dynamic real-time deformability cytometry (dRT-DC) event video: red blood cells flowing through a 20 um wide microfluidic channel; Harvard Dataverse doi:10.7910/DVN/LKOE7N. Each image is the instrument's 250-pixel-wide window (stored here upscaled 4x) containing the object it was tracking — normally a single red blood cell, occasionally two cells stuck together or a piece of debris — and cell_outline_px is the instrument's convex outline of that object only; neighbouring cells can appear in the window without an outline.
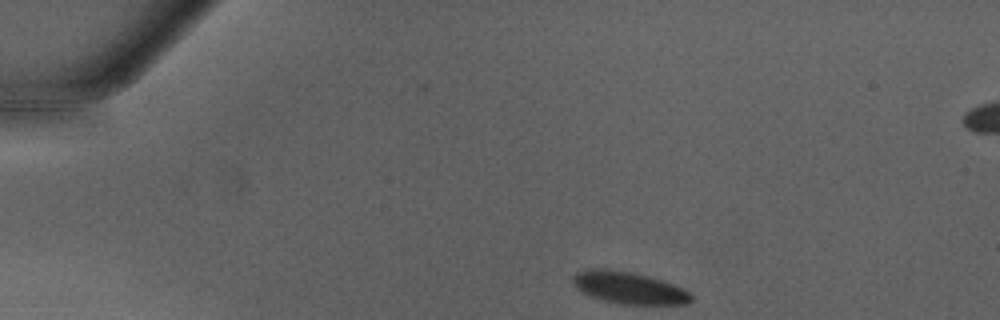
{"species": "Egyptian fruit bat (a non-hibernating species)", "species_latin": "Rousettus aegyptiacus", "temperature_condition": "warm", "stored_images_in_passage": 33, "camera_frame_rate_fps": 3000, "um_per_image_px": 0.085, "animal": {"sex": "male"}, "frame": {"image": 1, "passage_image": 1, "time_ms": 0.0, "image_size_px": [1000, 320], "cell_outline_px": [[692, 300], [688, 304], [620, 304], [604, 300], [592, 296], [576, 288], [572, 284], [572, 276], [576, 272], [584, 268], [604, 268], [632, 272], [648, 276], [672, 284], [688, 292], [692, 296]], "centroid_in_image_um": [53.39, 24.44], "position_along_channel_um": 31.6, "area_um2": 21.96}}
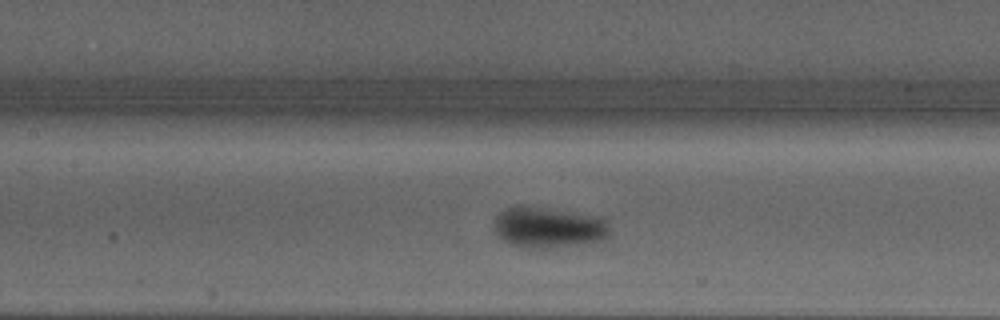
{"frame": {"image": 2, "passage_image": 15, "time_ms": 4.667, "image_size_px": [1000, 320], "cell_outline_px": [[608, 236], [600, 240], [544, 248], [532, 248], [512, 244], [504, 240], [492, 228], [496, 216], [504, 208], [516, 204], [524, 204], [588, 216], [604, 220], [608, 228]], "centroid_in_image_um": [46.47, 19.3], "position_along_channel_um": 160.9, "area_um2": 26.7}}
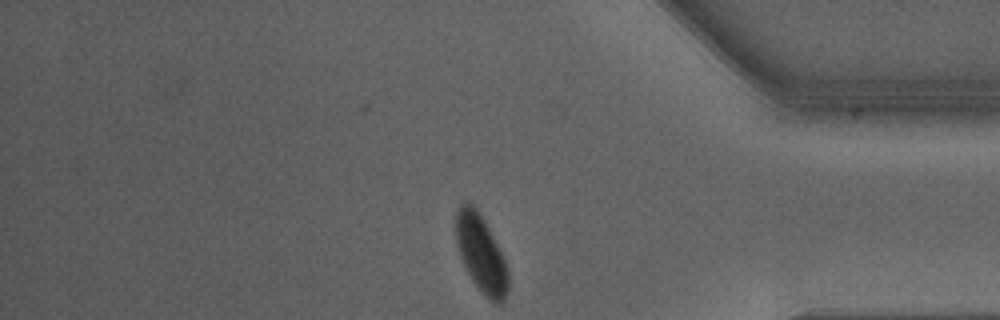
{"frame": {"image": 3, "passage_image": 33, "time_ms": 10.667, "image_size_px": [1000, 320], "cell_outline_px": [[508, 292], [504, 300], [500, 304], [496, 304], [472, 280], [460, 256], [456, 244], [456, 208], [460, 204], [468, 200], [476, 208], [488, 228], [508, 268]], "centroid_in_image_um": [40.87, 21.52], "position_along_channel_um": 394.3, "area_um2": 23.0}, "authors_computed_cell_mechanics": {"area_um2": 25.3164, "velocity_mm_per_s": 4.2423, "shape_relaxation_time_tau1_ms": 5.5203, "shape_relaxation_time_tau2_ms": null, "deformation_change_tau1": 0.1719, "deformation_change_tau2": null}}